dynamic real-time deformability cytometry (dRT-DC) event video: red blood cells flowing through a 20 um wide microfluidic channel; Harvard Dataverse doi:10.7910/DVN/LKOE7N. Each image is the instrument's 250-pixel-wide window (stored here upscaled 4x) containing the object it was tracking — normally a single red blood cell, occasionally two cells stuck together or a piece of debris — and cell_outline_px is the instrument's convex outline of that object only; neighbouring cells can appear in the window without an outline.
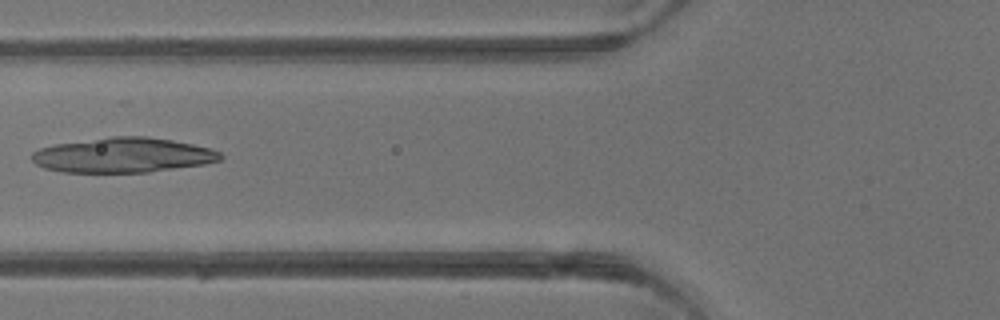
{"species": "common noctule bat (a hibernating species)", "species_latin": "Nyctalus noctula", "temperature_condition": "warm", "stored_images_in_passage": 4, "camera_frame_rate_fps": 3000, "um_per_image_px": 0.085, "animal": {"sex": "male", "body_mass_g": 13.3}, "frame": {"image": 1, "passage_image": 4, "time_ms": 4.0, "image_size_px": [1000, 320], "cell_outline_px": [[224, 156], [220, 160], [204, 164], [148, 172], [64, 172], [44, 168], [36, 164], [32, 160], [32, 152], [40, 148], [52, 144], [112, 136], [144, 136], [172, 140], [192, 144], [208, 148], [220, 152]], "centroid_in_image_um": [10.43, 13.18], "position_along_channel_um": 115.4, "area_um2": 38.26}}